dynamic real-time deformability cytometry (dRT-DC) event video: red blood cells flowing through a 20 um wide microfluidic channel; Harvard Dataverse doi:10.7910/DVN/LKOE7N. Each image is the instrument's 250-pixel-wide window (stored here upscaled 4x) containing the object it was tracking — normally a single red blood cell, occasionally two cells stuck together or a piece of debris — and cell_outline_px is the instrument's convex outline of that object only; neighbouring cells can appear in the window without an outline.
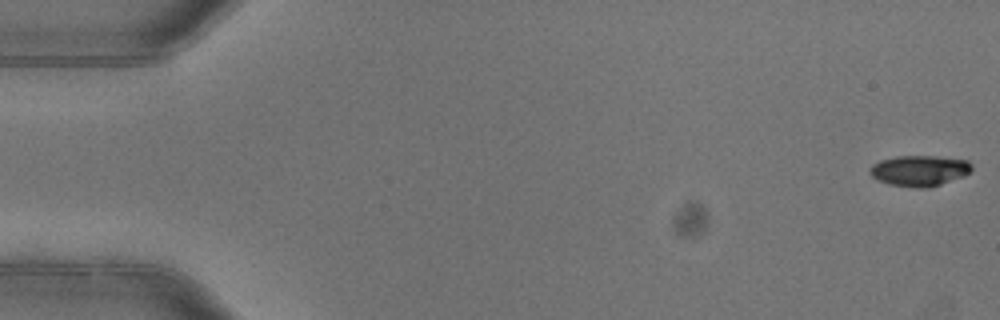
{"species": "common noctule bat (a hibernating species)", "species_latin": "Nyctalus noctula", "temperature_condition": "warm", "stored_images_in_passage": 5, "camera_frame_rate_fps": 3000, "um_per_image_px": 0.085, "animal": {"sex": "female"}, "frame": {"image": 1, "passage_image": 1, "time_ms": 0.0, "image_size_px": [1000, 320], "cell_outline_px": [[972, 168], [964, 176], [928, 188], [916, 188], [888, 184], [876, 180], [868, 172], [872, 164], [880, 160], [896, 156], [936, 156], [968, 160], [972, 164]], "centroid_in_image_um": [78.12, 14.5], "position_along_channel_um": 6.9, "area_um2": 18.38}}
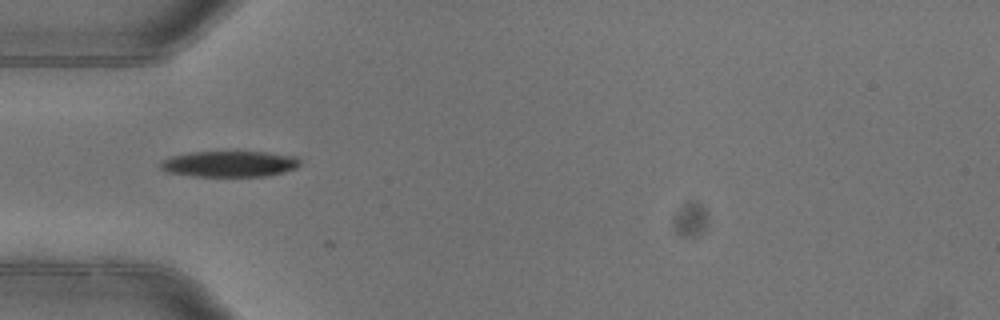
{"frame": {"image": 2, "passage_image": 5, "time_ms": 1.333, "image_size_px": [1000, 320], "cell_outline_px": [[300, 164], [296, 168], [284, 172], [264, 176], [196, 176], [168, 172], [160, 168], [160, 160], [172, 156], [192, 152], [264, 152], [296, 156], [300, 160]], "centroid_in_image_um": [19.51, 13.93], "position_along_channel_um": 65.5, "area_um2": 20.98}}